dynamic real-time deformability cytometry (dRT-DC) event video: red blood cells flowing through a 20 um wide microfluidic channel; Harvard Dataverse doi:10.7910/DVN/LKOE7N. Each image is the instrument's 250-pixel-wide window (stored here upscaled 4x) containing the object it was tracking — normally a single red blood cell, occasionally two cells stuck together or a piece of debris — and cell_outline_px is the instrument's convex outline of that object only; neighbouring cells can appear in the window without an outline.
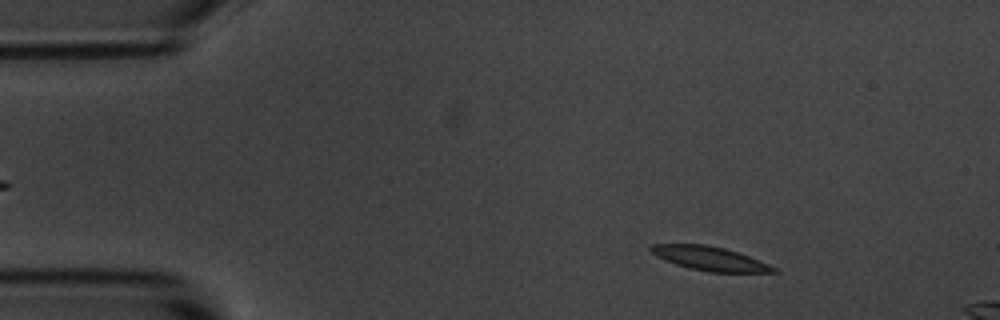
{"species": "common noctule bat (a hibernating species)", "species_latin": "Nyctalus noctula", "temperature_condition": "room temperature", "stored_images_in_passage": 13, "camera_frame_rate_fps": 3000, "um_per_image_px": 0.085, "animal": {"sex": "male", "body_mass_g": 20.1, "forearm_length_mm": 53.5}, "frame": {"image": 1, "passage_image": 6, "time_ms": 1.667, "image_size_px": [1000, 320], "cell_outline_px": [[780, 272], [708, 272], [688, 268], [676, 264], [656, 256], [648, 248], [652, 244], [704, 244], [724, 248], [748, 256], [768, 264], [776, 268]], "centroid_in_image_um": [60.31, 21.97], "position_along_channel_um": 24.7, "area_um2": 16.94}}